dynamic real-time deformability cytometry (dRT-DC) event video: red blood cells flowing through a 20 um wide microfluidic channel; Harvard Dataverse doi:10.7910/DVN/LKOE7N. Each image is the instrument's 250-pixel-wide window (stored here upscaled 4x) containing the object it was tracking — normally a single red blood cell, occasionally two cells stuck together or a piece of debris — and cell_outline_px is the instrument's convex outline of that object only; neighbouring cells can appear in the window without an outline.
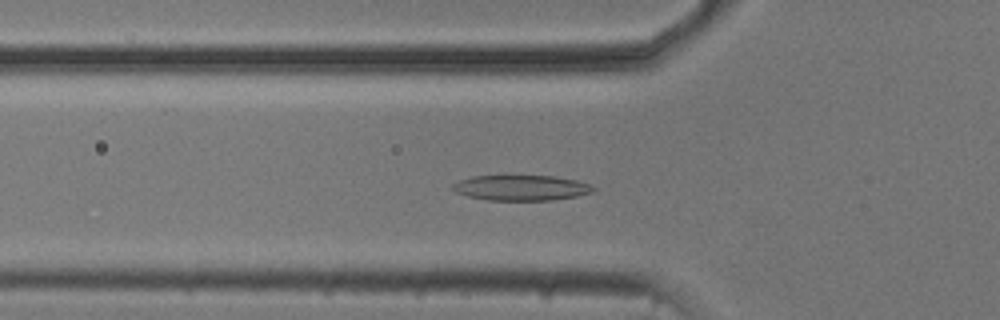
{"species": "common noctule bat (a hibernating species)", "species_latin": "Nyctalus noctula", "temperature_condition": "cold", "stored_images_in_passage": 54, "camera_frame_rate_fps": 3000, "um_per_image_px": 0.085, "animal": {"sex": "male", "body_mass_g": 20.5, "forearm_length_mm": 52.5}, "frame": {"image": 1, "passage_image": 18, "time_ms": 5.667, "image_size_px": [1000, 320], "cell_outline_px": [[596, 188], [592, 192], [576, 196], [552, 200], [488, 200], [468, 196], [456, 192], [452, 188], [452, 184], [460, 180], [472, 176], [556, 176], [576, 180], [592, 184]], "centroid_in_image_um": [44.33, 15.96], "position_along_channel_um": 81.5, "area_um2": 20.75}}
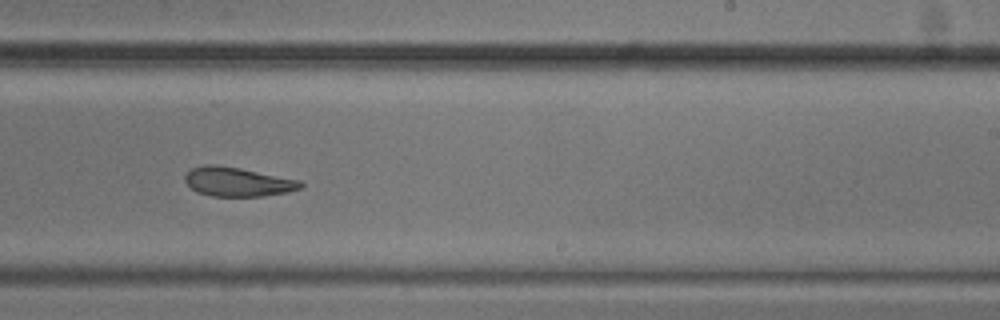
{"frame": {"image": 2, "passage_image": 33, "time_ms": 10.667, "image_size_px": [1000, 320], "cell_outline_px": [[304, 184], [300, 188], [288, 192], [260, 196], [212, 196], [196, 192], [184, 180], [184, 176], [192, 168], [204, 164], [216, 164], [240, 168], [300, 180]], "centroid_in_image_um": [20.18, 15.45], "position_along_channel_um": 268.8, "area_um2": 19.59}}
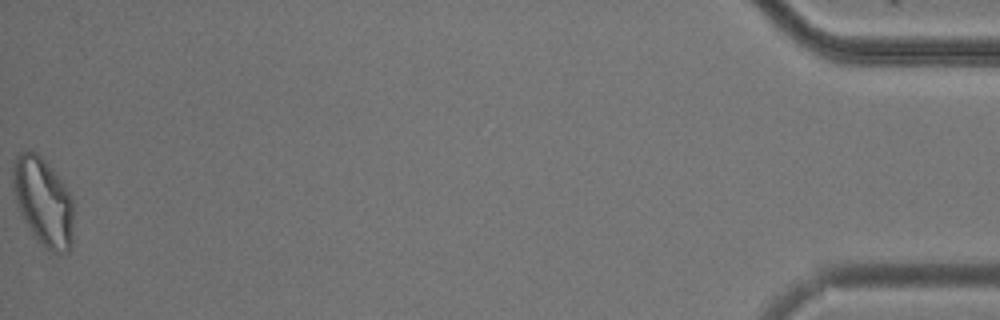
{"frame": {"image": 3, "passage_image": 54, "time_ms": 17.667, "image_size_px": [1000, 320], "cell_outline_px": [[76, 204], [72, 248], [68, 252], [52, 252], [32, 236], [20, 212], [16, 200], [12, 184], [12, 168], [16, 156], [20, 152], [36, 152], [48, 164], [64, 184], [72, 196]], "centroid_in_image_um": [3.73, 17.18], "position_along_channel_um": 431.5, "area_um2": 31.79}, "authors_computed_cell_mechanics": {"area_um2": 22.1952, "velocity_mm_per_s": 3.7282, "shape_relaxation_time_tau1_ms": null, "shape_relaxation_time_tau2_ms": 6.8647, "deformation_change_tau1": null, "deformation_change_tau2": 0.1618}}